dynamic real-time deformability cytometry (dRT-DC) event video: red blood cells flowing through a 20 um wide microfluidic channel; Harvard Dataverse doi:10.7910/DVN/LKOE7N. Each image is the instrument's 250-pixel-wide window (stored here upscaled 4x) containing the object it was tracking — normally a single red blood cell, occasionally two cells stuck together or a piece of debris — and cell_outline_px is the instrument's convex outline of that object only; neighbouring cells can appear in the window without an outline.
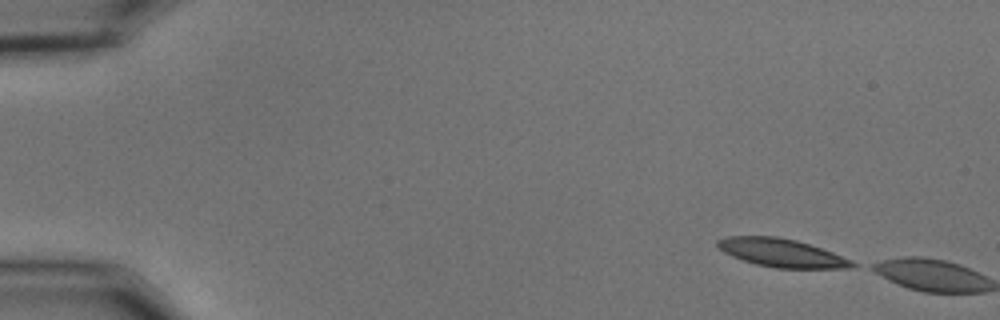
{"species": "common noctule bat (a hibernating species)", "species_latin": "Nyctalus noctula", "temperature_condition": "cold", "stored_images_in_passage": 2, "camera_frame_rate_fps": 3000, "um_per_image_px": 0.085, "animal": {"sex": "male", "body_mass_g": 15.6}, "frame": {"image": 1, "passage_image": 1, "time_ms": 0.0, "image_size_px": [1000, 320], "cell_outline_px": [[860, 264], [852, 268], [776, 268], [756, 264], [732, 256], [716, 248], [716, 240], [728, 236], [776, 236], [796, 240], [832, 252], [852, 260]], "centroid_in_image_um": [66.43, 21.49], "position_along_channel_um": 18.6, "area_um2": 22.2}}